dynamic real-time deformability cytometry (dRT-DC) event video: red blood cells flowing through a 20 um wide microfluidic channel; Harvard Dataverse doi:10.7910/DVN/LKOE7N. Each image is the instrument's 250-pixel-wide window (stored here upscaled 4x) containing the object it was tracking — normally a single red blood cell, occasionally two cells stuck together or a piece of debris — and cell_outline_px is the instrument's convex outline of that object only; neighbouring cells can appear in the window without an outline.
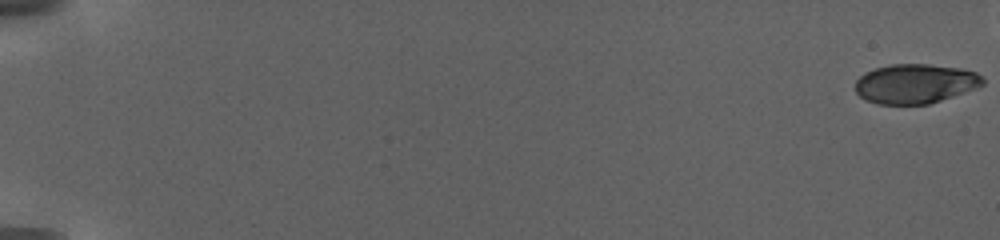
{"species": "human", "species_latin": "Homo sapiens", "temperature_condition": "warm", "stored_images_in_passage": 66, "camera_frame_rate_fps": 3000, "um_per_image_px": 0.085, "donor": {"sex": "female"}, "frame": {"image": 1, "passage_image": 1, "time_ms": 0.0, "image_size_px": [1000, 240], "cell_outline_px": [[984, 84], [976, 88], [928, 104], [880, 104], [868, 100], [860, 96], [856, 92], [856, 80], [864, 72], [876, 68], [892, 64], [928, 64], [960, 68], [976, 72], [984, 80]], "centroid_in_image_um": [77.79, 7.1], "position_along_channel_um": 7.2, "area_um2": 29.07}}
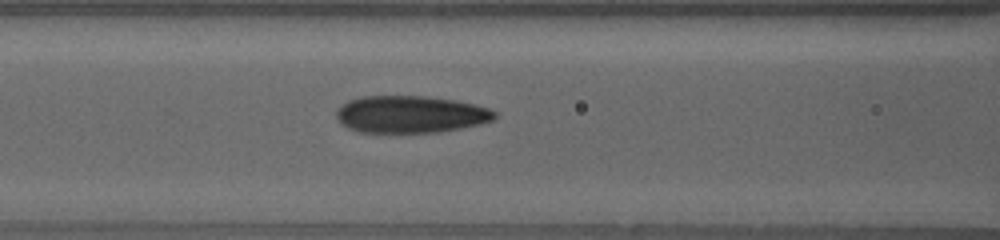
{"frame": {"image": 2, "passage_image": 35, "time_ms": 11.333, "image_size_px": [1000, 240], "cell_outline_px": [[496, 116], [492, 120], [480, 124], [440, 132], [356, 132], [340, 124], [336, 116], [336, 112], [348, 100], [360, 96], [424, 96], [456, 100], [476, 104], [488, 108], [496, 112]], "centroid_in_image_um": [34.88, 9.71], "position_along_channel_um": 131.7, "area_um2": 34.33}}
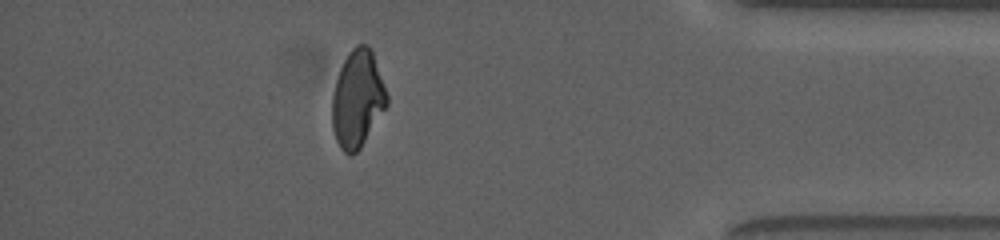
{"frame": {"image": 3, "passage_image": 62, "time_ms": 21.667, "image_size_px": [1000, 240], "cell_outline_px": [[388, 104], [360, 148], [352, 156], [348, 156], [340, 148], [336, 140], [332, 128], [332, 96], [336, 80], [340, 68], [348, 52], [356, 44], [368, 44], [372, 52], [388, 96]], "centroid_in_image_um": [30.37, 8.42], "position_along_channel_um": 404.8, "area_um2": 30.92}}